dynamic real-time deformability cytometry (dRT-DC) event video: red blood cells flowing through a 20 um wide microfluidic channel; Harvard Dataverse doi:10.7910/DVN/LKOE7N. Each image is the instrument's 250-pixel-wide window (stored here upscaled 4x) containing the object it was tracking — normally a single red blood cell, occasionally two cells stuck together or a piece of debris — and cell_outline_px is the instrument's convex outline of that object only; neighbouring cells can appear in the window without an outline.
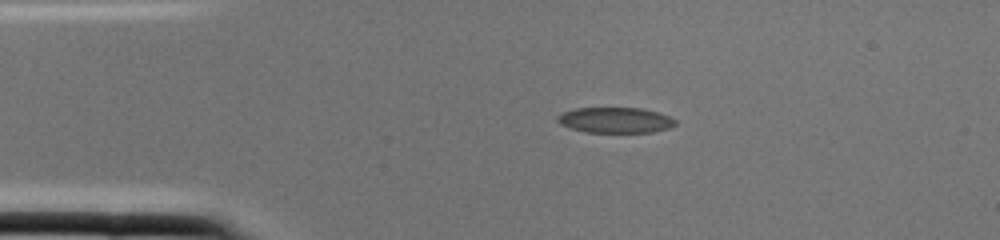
{"species": "common noctule bat (a hibernating species)", "species_latin": "Nyctalus noctula", "temperature_condition": "cold", "stored_images_in_passage": 1, "camera_frame_rate_fps": 3000, "um_per_image_px": 0.085, "animal": {"sex": "female", "body_mass_g": 22.0, "forearm_length_mm": 56.7}, "frame": {"image": 1, "passage_image": 1, "time_ms": 0.0, "image_size_px": [1000, 240], "cell_outline_px": [[676, 124], [668, 128], [652, 132], [584, 132], [560, 124], [556, 120], [556, 116], [564, 112], [576, 108], [644, 108], [660, 112], [676, 120]], "centroid_in_image_um": [52.31, 10.2], "position_along_channel_um": 32.7, "area_um2": 17.57}}